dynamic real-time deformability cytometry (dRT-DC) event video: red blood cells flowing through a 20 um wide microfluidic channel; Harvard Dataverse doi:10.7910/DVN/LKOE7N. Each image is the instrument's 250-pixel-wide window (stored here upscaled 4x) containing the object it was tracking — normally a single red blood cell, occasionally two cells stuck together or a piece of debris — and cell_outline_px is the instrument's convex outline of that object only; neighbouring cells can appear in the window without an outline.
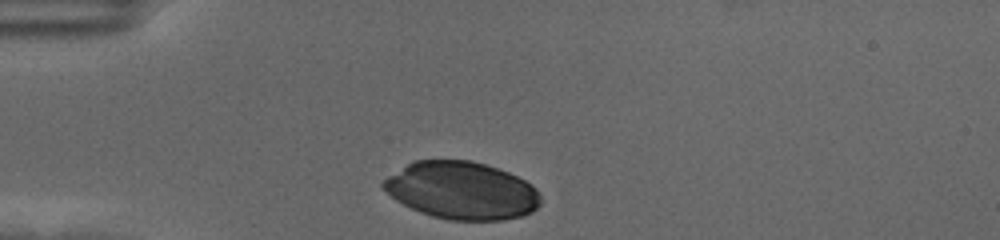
{"species": "human", "species_latin": "Homo sapiens", "temperature_condition": "cold", "stored_images_in_passage": 32, "camera_frame_rate_fps": 3000, "um_per_image_px": 0.085, "donor": {"sex": "female"}, "frame": {"image": 1, "passage_image": 1, "time_ms": 0.0, "image_size_px": [1000, 240], "cell_outline_px": [[540, 204], [532, 212], [520, 216], [504, 220], [448, 220], [432, 216], [420, 212], [396, 200], [380, 188], [380, 184], [388, 176], [408, 164], [416, 160], [472, 160], [508, 172], [532, 184], [536, 188], [540, 196]], "centroid_in_image_um": [39.23, 16.2], "position_along_channel_um": 45.8, "area_um2": 52.66}}
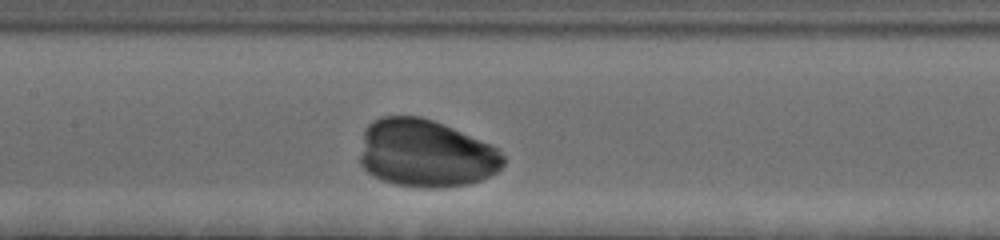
{"frame": {"image": 2, "passage_image": 14, "time_ms": 4.333, "image_size_px": [1000, 240], "cell_outline_px": [[504, 164], [496, 172], [480, 180], [468, 184], [436, 188], [424, 188], [396, 184], [380, 180], [372, 176], [360, 164], [360, 156], [364, 128], [372, 120], [380, 116], [420, 116], [432, 120], [492, 144], [504, 156]], "centroid_in_image_um": [36.15, 13.04], "position_along_channel_um": 171.2, "area_um2": 56.76}}
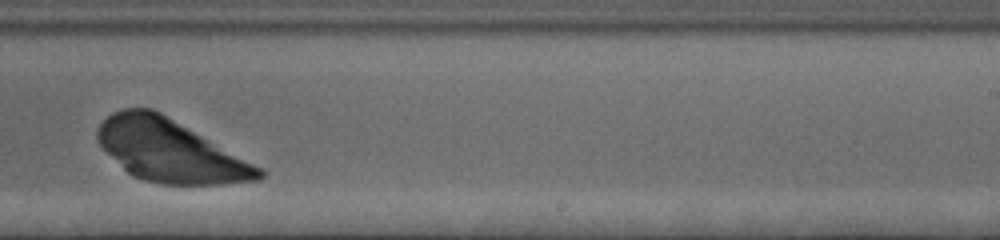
{"frame": {"image": 3, "passage_image": 23, "time_ms": 7.333, "image_size_px": [1000, 240], "cell_outline_px": [[264, 176], [260, 180], [220, 184], [160, 184], [144, 180], [132, 176], [96, 140], [96, 132], [100, 124], [112, 112], [124, 108], [152, 108], [160, 112], [260, 168], [264, 172]], "centroid_in_image_um": [14.41, 12.81], "position_along_channel_um": 274.6, "area_um2": 57.34}}